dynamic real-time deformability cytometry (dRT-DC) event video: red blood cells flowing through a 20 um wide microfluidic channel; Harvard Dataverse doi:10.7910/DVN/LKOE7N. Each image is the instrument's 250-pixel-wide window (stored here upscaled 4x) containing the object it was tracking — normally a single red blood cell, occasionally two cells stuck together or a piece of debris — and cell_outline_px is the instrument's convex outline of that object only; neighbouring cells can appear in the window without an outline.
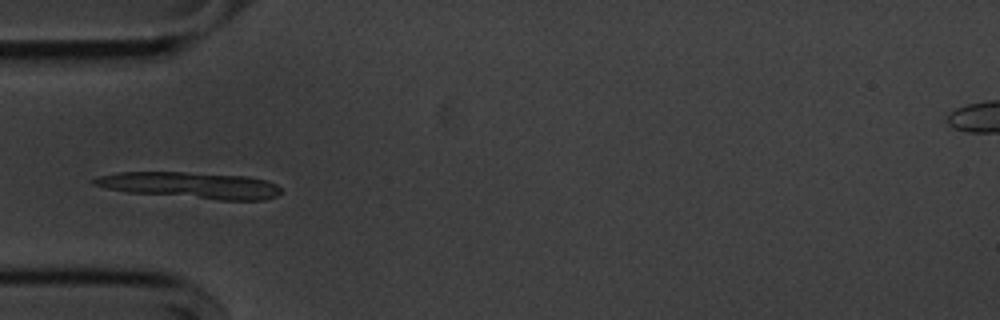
{"species": "common noctule bat (a hibernating species)", "species_latin": "Nyctalus noctula", "temperature_condition": "cold", "stored_images_in_passage": 39, "camera_frame_rate_fps": 3000, "um_per_image_px": 0.085, "animal": {"sex": "male", "body_mass_g": 20.1, "forearm_length_mm": 53.5}, "frame": {"image": 1, "passage_image": 1, "time_ms": 0.0, "image_size_px": [1000, 320], "cell_outline_px": [[284, 192], [276, 196], [264, 200], [220, 200], [128, 192], [108, 188], [92, 184], [88, 180], [96, 176], [116, 172], [184, 172], [248, 176], [268, 180], [276, 184]], "centroid_in_image_um": [16.2, 15.74], "position_along_channel_um": 68.8, "area_um2": 28.96}}
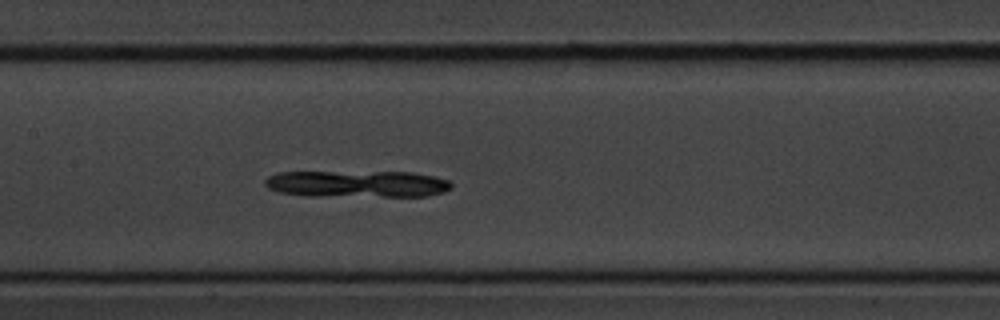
{"frame": {"image": 2, "passage_image": 10, "time_ms": 3.0, "image_size_px": [1000, 320], "cell_outline_px": [[452, 188], [444, 192], [428, 196], [304, 196], [280, 192], [268, 188], [264, 184], [264, 180], [268, 176], [276, 172], [412, 172], [432, 176], [448, 180], [452, 184]], "centroid_in_image_um": [30.34, 15.63], "position_along_channel_um": 177.1, "area_um2": 29.3}}
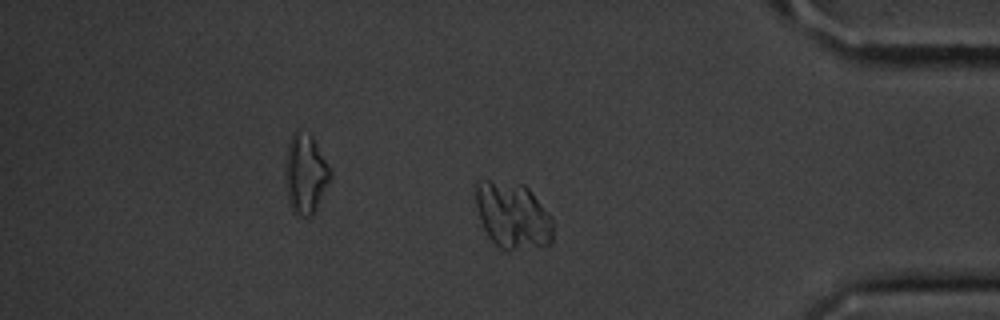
{"frame": {"image": 3, "passage_image": 30, "time_ms": 9.667, "image_size_px": [1000, 320], "cell_outline_px": [[552, 244], [544, 248], [508, 252], [500, 248], [488, 236], [480, 220], [476, 204], [476, 184], [480, 180], [488, 180], [524, 184], [528, 188], [552, 216]], "centroid_in_image_um": [43.62, 18.37], "position_along_channel_um": 391.6, "area_um2": 30.58}}